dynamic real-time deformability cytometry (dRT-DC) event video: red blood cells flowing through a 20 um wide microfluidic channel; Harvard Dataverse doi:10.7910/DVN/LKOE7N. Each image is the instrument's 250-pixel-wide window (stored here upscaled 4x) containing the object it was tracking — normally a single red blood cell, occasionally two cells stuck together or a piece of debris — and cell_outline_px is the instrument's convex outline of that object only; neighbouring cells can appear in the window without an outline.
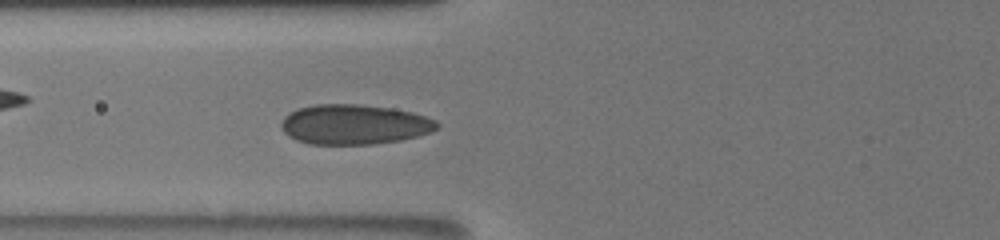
{"species": "human", "species_latin": "Homo sapiens", "temperature_condition": "room temperature", "stored_images_in_passage": 51, "camera_frame_rate_fps": 3000, "um_per_image_px": 0.085, "donor": {"sex": "male"}, "frame": {"image": 1, "passage_image": 20, "time_ms": 6.333, "image_size_px": [1000, 240], "cell_outline_px": [[440, 128], [432, 132], [400, 140], [372, 144], [308, 144], [296, 140], [288, 136], [280, 128], [280, 124], [284, 116], [300, 108], [316, 104], [356, 104], [388, 108], [412, 112], [436, 120], [440, 124]], "centroid_in_image_um": [30.11, 10.59], "position_along_channel_um": 95.7, "area_um2": 36.24}}
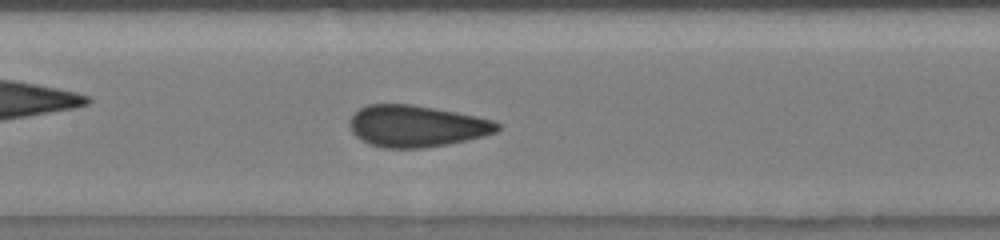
{"frame": {"image": 2, "passage_image": 26, "time_ms": 8.333, "image_size_px": [1000, 240], "cell_outline_px": [[500, 128], [496, 132], [484, 136], [468, 140], [448, 144], [424, 148], [384, 148], [368, 144], [360, 140], [352, 132], [348, 124], [348, 120], [360, 108], [368, 104], [412, 104], [456, 112], [492, 120], [500, 124]], "centroid_in_image_um": [35.37, 10.73], "position_along_channel_um": 172.0, "area_um2": 35.95}}
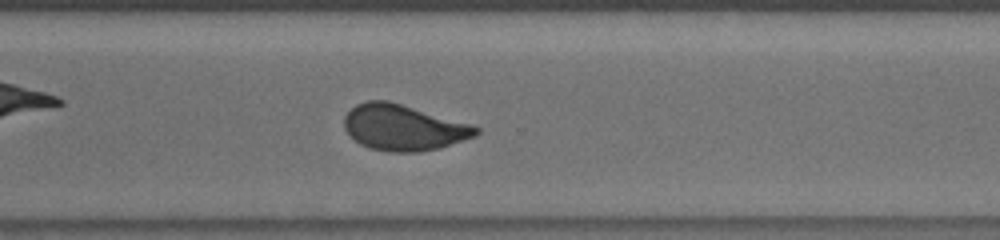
{"frame": {"image": 3, "passage_image": 39, "time_ms": 12.667, "image_size_px": [1000, 240], "cell_outline_px": [[480, 132], [476, 136], [440, 148], [420, 152], [388, 152], [368, 148], [360, 144], [344, 128], [344, 116], [356, 104], [368, 100], [388, 100], [472, 124], [480, 128]], "centroid_in_image_um": [34.31, 10.85], "position_along_channel_um": 336.3, "area_um2": 35.37}}